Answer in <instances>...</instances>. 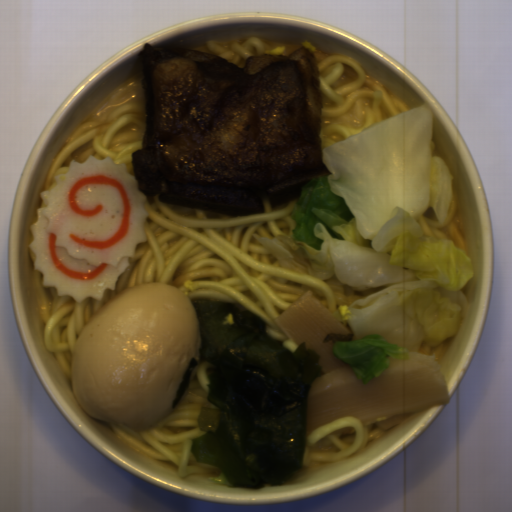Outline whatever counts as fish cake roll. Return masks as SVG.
Returning <instances> with one entry per match:
<instances>
[{
	"label": "fish cake roll",
	"mask_w": 512,
	"mask_h": 512,
	"mask_svg": "<svg viewBox=\"0 0 512 512\" xmlns=\"http://www.w3.org/2000/svg\"><path fill=\"white\" fill-rule=\"evenodd\" d=\"M54 181V188L41 192L47 205L36 209L30 226L33 267L42 272V286L59 297L103 300L129 268L136 246L147 243V197L125 164L108 156L70 160Z\"/></svg>",
	"instance_id": "fish-cake-roll-1"
}]
</instances>
